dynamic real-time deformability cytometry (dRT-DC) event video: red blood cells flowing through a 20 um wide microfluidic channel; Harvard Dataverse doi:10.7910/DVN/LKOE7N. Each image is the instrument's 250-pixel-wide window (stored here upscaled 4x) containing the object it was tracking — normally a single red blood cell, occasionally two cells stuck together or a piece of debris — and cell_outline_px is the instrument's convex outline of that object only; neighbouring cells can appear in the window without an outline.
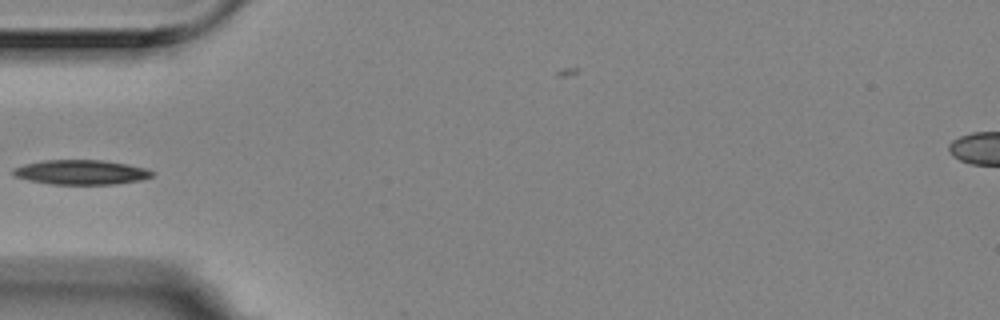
{"species": "Egyptian fruit bat (a non-hibernating species)", "species_latin": "Rousettus aegyptiacus", "temperature_condition": "room temperature", "stored_images_in_passage": 3, "segment_of_instrument_passage": [2, 2], "camera_frame_rate_fps": 3000, "um_per_image_px": 0.085, "animal": {"sex": "female"}, "frame": {"image": 1, "passage_image": 3, "time_ms": 0.667, "image_size_px": [1000, 320], "cell_outline_px": [[152, 176], [140, 180], [112, 184], [52, 184], [28, 180], [16, 176], [12, 172], [12, 168], [24, 164], [44, 160], [104, 160], [128, 164], [144, 168], [152, 172]], "centroid_in_image_um": [6.85, 14.63], "position_along_channel_um": 78.1, "area_um2": 19.77}}